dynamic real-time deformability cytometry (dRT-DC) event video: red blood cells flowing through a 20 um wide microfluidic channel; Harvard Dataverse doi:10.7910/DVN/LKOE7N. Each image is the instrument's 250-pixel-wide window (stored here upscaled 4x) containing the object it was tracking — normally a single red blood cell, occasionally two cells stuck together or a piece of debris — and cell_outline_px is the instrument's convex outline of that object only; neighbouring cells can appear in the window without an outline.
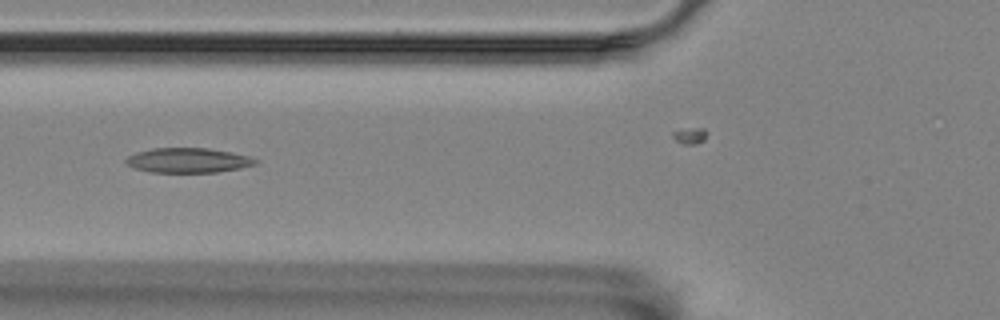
{"species": "Egyptian fruit bat (a non-hibernating species)", "species_latin": "Rousettus aegyptiacus", "temperature_condition": "room temperature", "stored_images_in_passage": 7, "camera_frame_rate_fps": 3000, "um_per_image_px": 0.085, "animal": {"sex": "female"}, "frame": {"image": 1, "passage_image": 6, "time_ms": 1.667, "image_size_px": [1000, 320], "cell_outline_px": [[260, 160], [256, 164], [240, 168], [216, 172], [152, 172], [136, 168], [128, 164], [124, 160], [128, 156], [136, 152], [152, 148], [208, 148], [232, 152], [248, 156]], "centroid_in_image_um": [16.01, 13.62], "position_along_channel_um": 109.8, "area_um2": 18.61}}